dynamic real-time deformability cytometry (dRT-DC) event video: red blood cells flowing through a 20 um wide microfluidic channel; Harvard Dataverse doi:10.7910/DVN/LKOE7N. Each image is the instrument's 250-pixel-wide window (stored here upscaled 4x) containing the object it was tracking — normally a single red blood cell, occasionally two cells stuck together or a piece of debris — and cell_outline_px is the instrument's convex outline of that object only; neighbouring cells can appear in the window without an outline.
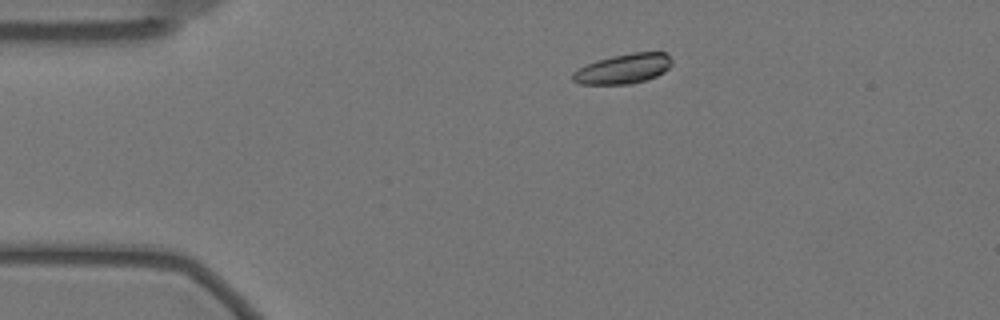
{"species": "Egyptian fruit bat (a non-hibernating species)", "species_latin": "Rousettus aegyptiacus", "temperature_condition": "warm", "stored_images_in_passage": 25, "camera_frame_rate_fps": 3000, "um_per_image_px": 0.085, "animal": {"sex": "female"}, "frame": {"image": 1, "passage_image": 1, "time_ms": 0.0, "image_size_px": [1000, 320], "cell_outline_px": [[672, 64], [664, 72], [656, 76], [632, 84], [580, 84], [572, 80], [572, 72], [596, 60], [612, 56], [632, 52], [664, 52], [672, 60]], "centroid_in_image_um": [52.98, 5.84], "position_along_channel_um": 32.0, "area_um2": 17.17}}
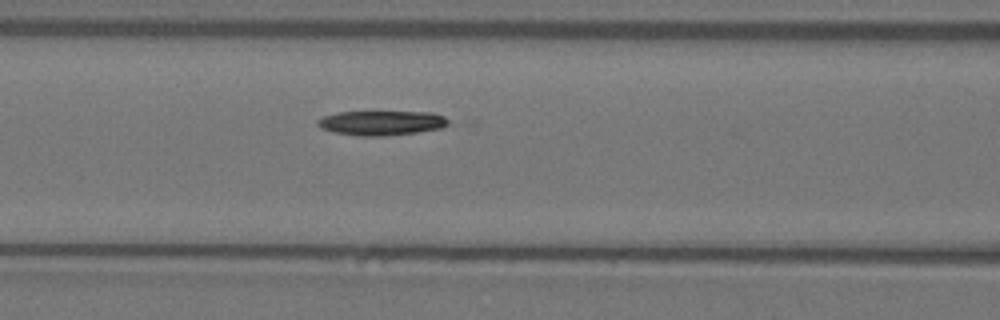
{"frame": {"image": 2, "passage_image": 14, "time_ms": 4.333, "image_size_px": [1000, 320], "cell_outline_px": [[448, 124], [440, 128], [416, 132], [384, 136], [360, 136], [336, 132], [324, 128], [316, 124], [316, 120], [324, 116], [336, 112], [432, 112], [444, 116], [448, 120]], "centroid_in_image_um": [32.43, 10.44], "position_along_channel_um": 134.2, "area_um2": 18.5}}
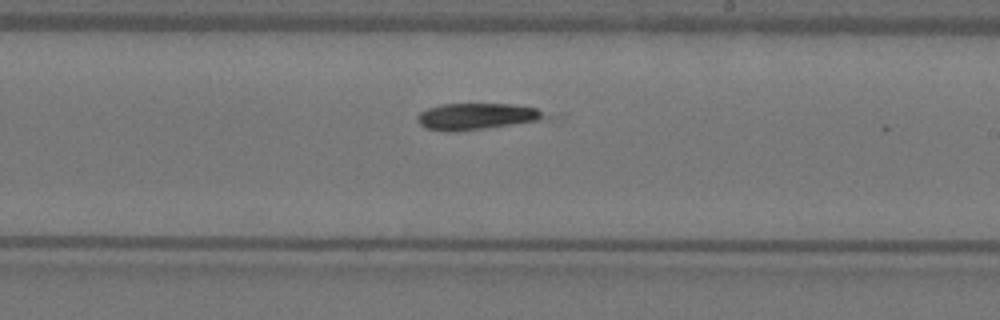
{"frame": {"image": 3, "passage_image": 24, "time_ms": 7.667, "image_size_px": [1000, 320], "cell_outline_px": [[548, 116], [536, 120], [484, 128], [424, 128], [416, 120], [416, 116], [420, 112], [428, 108], [440, 104], [512, 104], [536, 108]], "centroid_in_image_um": [40.49, 9.83], "position_along_channel_um": 248.5, "area_um2": 18.44}}